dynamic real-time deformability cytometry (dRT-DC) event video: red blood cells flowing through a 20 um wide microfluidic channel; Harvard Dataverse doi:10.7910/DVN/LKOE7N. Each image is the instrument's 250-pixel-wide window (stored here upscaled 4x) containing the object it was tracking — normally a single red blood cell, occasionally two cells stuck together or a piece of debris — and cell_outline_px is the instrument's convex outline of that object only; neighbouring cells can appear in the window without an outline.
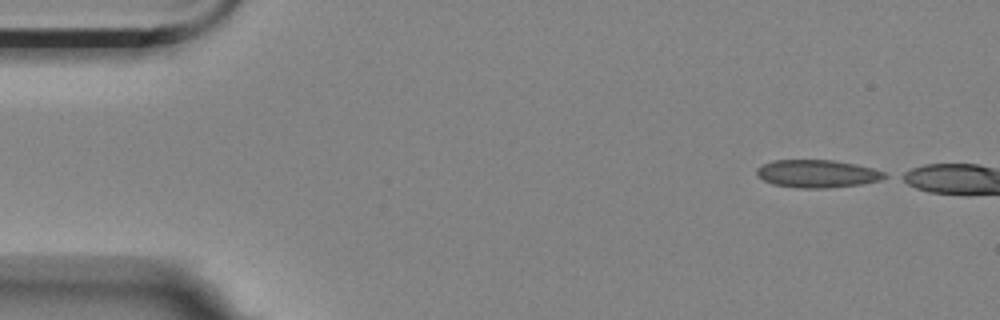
{"species": "Egyptian fruit bat (a non-hibernating species)", "species_latin": "Rousettus aegyptiacus", "temperature_condition": "room temperature", "stored_images_in_passage": 2, "camera_frame_rate_fps": 3000, "um_per_image_px": 0.085, "animal": {"sex": "female"}, "frame": {"image": 1, "passage_image": 1, "time_ms": 0.0, "image_size_px": [1000, 320], "cell_outline_px": [[888, 176], [880, 180], [860, 184], [828, 188], [796, 188], [772, 184], [764, 180], [756, 172], [756, 168], [772, 160], [832, 160], [856, 164], [872, 168], [884, 172]], "centroid_in_image_um": [69.46, 14.76], "position_along_channel_um": 15.5, "area_um2": 20.63}}